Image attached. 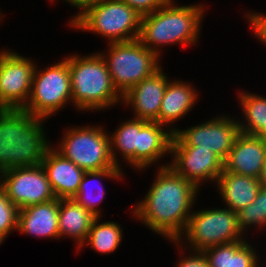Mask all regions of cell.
<instances>
[{"mask_svg": "<svg viewBox=\"0 0 266 267\" xmlns=\"http://www.w3.org/2000/svg\"><path fill=\"white\" fill-rule=\"evenodd\" d=\"M159 167L156 180L132 211L152 232L176 241L187 226L199 189L168 163Z\"/></svg>", "mask_w": 266, "mask_h": 267, "instance_id": "1", "label": "cell"}, {"mask_svg": "<svg viewBox=\"0 0 266 267\" xmlns=\"http://www.w3.org/2000/svg\"><path fill=\"white\" fill-rule=\"evenodd\" d=\"M242 234L236 212L227 207L209 208L192 211L184 232L176 241L171 242L179 247L183 243L182 239L185 238L192 251H204L215 245L246 240L245 237L242 238Z\"/></svg>", "mask_w": 266, "mask_h": 267, "instance_id": "7", "label": "cell"}, {"mask_svg": "<svg viewBox=\"0 0 266 267\" xmlns=\"http://www.w3.org/2000/svg\"><path fill=\"white\" fill-rule=\"evenodd\" d=\"M239 96L246 121L245 124L239 121L240 132L266 137V97L243 91Z\"/></svg>", "mask_w": 266, "mask_h": 267, "instance_id": "24", "label": "cell"}, {"mask_svg": "<svg viewBox=\"0 0 266 267\" xmlns=\"http://www.w3.org/2000/svg\"><path fill=\"white\" fill-rule=\"evenodd\" d=\"M72 103L77 110L102 111L118 104L122 96L115 89L101 53L68 57Z\"/></svg>", "mask_w": 266, "mask_h": 267, "instance_id": "4", "label": "cell"}, {"mask_svg": "<svg viewBox=\"0 0 266 267\" xmlns=\"http://www.w3.org/2000/svg\"><path fill=\"white\" fill-rule=\"evenodd\" d=\"M33 74L31 92L22 108L39 118H49L72 101L68 57L58 63L37 70Z\"/></svg>", "mask_w": 266, "mask_h": 267, "instance_id": "9", "label": "cell"}, {"mask_svg": "<svg viewBox=\"0 0 266 267\" xmlns=\"http://www.w3.org/2000/svg\"><path fill=\"white\" fill-rule=\"evenodd\" d=\"M221 197L233 212L252 203L261 189L259 179L223 171L217 183Z\"/></svg>", "mask_w": 266, "mask_h": 267, "instance_id": "20", "label": "cell"}, {"mask_svg": "<svg viewBox=\"0 0 266 267\" xmlns=\"http://www.w3.org/2000/svg\"><path fill=\"white\" fill-rule=\"evenodd\" d=\"M190 84L181 80L168 81L158 114L160 125L170 127V124L180 120L195 106L198 92Z\"/></svg>", "mask_w": 266, "mask_h": 267, "instance_id": "19", "label": "cell"}, {"mask_svg": "<svg viewBox=\"0 0 266 267\" xmlns=\"http://www.w3.org/2000/svg\"><path fill=\"white\" fill-rule=\"evenodd\" d=\"M174 134L171 146H195L211 150L224 161L233 147L239 130V120L218 116L197 126L180 130L171 127Z\"/></svg>", "mask_w": 266, "mask_h": 267, "instance_id": "10", "label": "cell"}, {"mask_svg": "<svg viewBox=\"0 0 266 267\" xmlns=\"http://www.w3.org/2000/svg\"><path fill=\"white\" fill-rule=\"evenodd\" d=\"M141 15L121 0H101L80 14L70 26L94 32L109 43L136 40L140 34Z\"/></svg>", "mask_w": 266, "mask_h": 267, "instance_id": "5", "label": "cell"}, {"mask_svg": "<svg viewBox=\"0 0 266 267\" xmlns=\"http://www.w3.org/2000/svg\"><path fill=\"white\" fill-rule=\"evenodd\" d=\"M7 109L1 102H0V112Z\"/></svg>", "mask_w": 266, "mask_h": 267, "instance_id": "34", "label": "cell"}, {"mask_svg": "<svg viewBox=\"0 0 266 267\" xmlns=\"http://www.w3.org/2000/svg\"><path fill=\"white\" fill-rule=\"evenodd\" d=\"M140 132V119L133 118L124 121L110 137V153L113 162L120 167L117 150L121 157L135 168V148H138V133ZM116 150V151H115ZM116 152V153H115Z\"/></svg>", "mask_w": 266, "mask_h": 267, "instance_id": "25", "label": "cell"}, {"mask_svg": "<svg viewBox=\"0 0 266 267\" xmlns=\"http://www.w3.org/2000/svg\"><path fill=\"white\" fill-rule=\"evenodd\" d=\"M238 225L243 233L249 226L266 227V187L261 189L255 200L237 212Z\"/></svg>", "mask_w": 266, "mask_h": 267, "instance_id": "27", "label": "cell"}, {"mask_svg": "<svg viewBox=\"0 0 266 267\" xmlns=\"http://www.w3.org/2000/svg\"><path fill=\"white\" fill-rule=\"evenodd\" d=\"M35 65L16 52H0V102L6 108L22 109L26 105Z\"/></svg>", "mask_w": 266, "mask_h": 267, "instance_id": "12", "label": "cell"}, {"mask_svg": "<svg viewBox=\"0 0 266 267\" xmlns=\"http://www.w3.org/2000/svg\"><path fill=\"white\" fill-rule=\"evenodd\" d=\"M98 220H100V217L94 219L89 234L80 249L88 243L96 252L101 254L113 253L122 242V228L116 222L99 223Z\"/></svg>", "mask_w": 266, "mask_h": 267, "instance_id": "26", "label": "cell"}, {"mask_svg": "<svg viewBox=\"0 0 266 267\" xmlns=\"http://www.w3.org/2000/svg\"><path fill=\"white\" fill-rule=\"evenodd\" d=\"M157 122L140 119L138 148H135V168L146 169L171 152L173 132ZM164 129V130H163ZM164 155V156H163Z\"/></svg>", "mask_w": 266, "mask_h": 267, "instance_id": "17", "label": "cell"}, {"mask_svg": "<svg viewBox=\"0 0 266 267\" xmlns=\"http://www.w3.org/2000/svg\"><path fill=\"white\" fill-rule=\"evenodd\" d=\"M266 158V137L239 133L223 161V171L259 179Z\"/></svg>", "mask_w": 266, "mask_h": 267, "instance_id": "15", "label": "cell"}, {"mask_svg": "<svg viewBox=\"0 0 266 267\" xmlns=\"http://www.w3.org/2000/svg\"><path fill=\"white\" fill-rule=\"evenodd\" d=\"M123 171L121 169H103L98 171H87L83 175L82 181L80 183L78 192L76 195L72 198L77 203L82 205L86 210L91 212L95 217L101 216V211L98 209V205L103 201V198L105 197V191L104 187L100 186L97 187L95 184V189L92 186V182L99 179L101 181V178H113L120 179L123 175ZM92 177V178H91ZM96 182V181H95ZM91 183V184H90ZM93 188H92V187ZM91 189V190H90ZM95 191V192H94Z\"/></svg>", "mask_w": 266, "mask_h": 267, "instance_id": "23", "label": "cell"}, {"mask_svg": "<svg viewBox=\"0 0 266 267\" xmlns=\"http://www.w3.org/2000/svg\"><path fill=\"white\" fill-rule=\"evenodd\" d=\"M136 10L141 16L159 9L167 0H121Z\"/></svg>", "mask_w": 266, "mask_h": 267, "instance_id": "29", "label": "cell"}, {"mask_svg": "<svg viewBox=\"0 0 266 267\" xmlns=\"http://www.w3.org/2000/svg\"><path fill=\"white\" fill-rule=\"evenodd\" d=\"M168 81L161 67L153 75L134 85L122 96L121 102L132 107L134 118L158 123V114Z\"/></svg>", "mask_w": 266, "mask_h": 267, "instance_id": "14", "label": "cell"}, {"mask_svg": "<svg viewBox=\"0 0 266 267\" xmlns=\"http://www.w3.org/2000/svg\"><path fill=\"white\" fill-rule=\"evenodd\" d=\"M246 17L255 36L263 44H266V15L264 16L263 13L258 12H250Z\"/></svg>", "mask_w": 266, "mask_h": 267, "instance_id": "30", "label": "cell"}, {"mask_svg": "<svg viewBox=\"0 0 266 267\" xmlns=\"http://www.w3.org/2000/svg\"><path fill=\"white\" fill-rule=\"evenodd\" d=\"M95 218L74 199H59V236L72 237L78 250L84 244Z\"/></svg>", "mask_w": 266, "mask_h": 267, "instance_id": "21", "label": "cell"}, {"mask_svg": "<svg viewBox=\"0 0 266 267\" xmlns=\"http://www.w3.org/2000/svg\"><path fill=\"white\" fill-rule=\"evenodd\" d=\"M0 175V187L19 209L56 199L42 165L7 169Z\"/></svg>", "mask_w": 266, "mask_h": 267, "instance_id": "11", "label": "cell"}, {"mask_svg": "<svg viewBox=\"0 0 266 267\" xmlns=\"http://www.w3.org/2000/svg\"><path fill=\"white\" fill-rule=\"evenodd\" d=\"M259 181L261 183V186L266 187V158L264 162V167L262 168V172L259 177Z\"/></svg>", "mask_w": 266, "mask_h": 267, "instance_id": "33", "label": "cell"}, {"mask_svg": "<svg viewBox=\"0 0 266 267\" xmlns=\"http://www.w3.org/2000/svg\"><path fill=\"white\" fill-rule=\"evenodd\" d=\"M45 119L24 109L7 108L0 112V173L41 165L51 147L44 137Z\"/></svg>", "mask_w": 266, "mask_h": 267, "instance_id": "2", "label": "cell"}, {"mask_svg": "<svg viewBox=\"0 0 266 267\" xmlns=\"http://www.w3.org/2000/svg\"><path fill=\"white\" fill-rule=\"evenodd\" d=\"M193 255L181 258L177 267H209L208 261L202 251H193Z\"/></svg>", "mask_w": 266, "mask_h": 267, "instance_id": "31", "label": "cell"}, {"mask_svg": "<svg viewBox=\"0 0 266 267\" xmlns=\"http://www.w3.org/2000/svg\"><path fill=\"white\" fill-rule=\"evenodd\" d=\"M52 191L58 199H72L78 192L85 171L63 157L55 148H49L41 163Z\"/></svg>", "mask_w": 266, "mask_h": 267, "instance_id": "16", "label": "cell"}, {"mask_svg": "<svg viewBox=\"0 0 266 267\" xmlns=\"http://www.w3.org/2000/svg\"><path fill=\"white\" fill-rule=\"evenodd\" d=\"M169 166L198 189L206 180L217 182L223 161L211 150L195 146H171Z\"/></svg>", "mask_w": 266, "mask_h": 267, "instance_id": "13", "label": "cell"}, {"mask_svg": "<svg viewBox=\"0 0 266 267\" xmlns=\"http://www.w3.org/2000/svg\"><path fill=\"white\" fill-rule=\"evenodd\" d=\"M65 1H68L69 4L81 9V11H79V14L75 15L73 17V19L71 18V21L69 23V24H71L86 9H88L89 7L99 3L101 0H65Z\"/></svg>", "mask_w": 266, "mask_h": 267, "instance_id": "32", "label": "cell"}, {"mask_svg": "<svg viewBox=\"0 0 266 267\" xmlns=\"http://www.w3.org/2000/svg\"><path fill=\"white\" fill-rule=\"evenodd\" d=\"M59 199L19 209L17 230L37 237L60 238L58 228Z\"/></svg>", "mask_w": 266, "mask_h": 267, "instance_id": "18", "label": "cell"}, {"mask_svg": "<svg viewBox=\"0 0 266 267\" xmlns=\"http://www.w3.org/2000/svg\"><path fill=\"white\" fill-rule=\"evenodd\" d=\"M204 9L202 5L177 6L167 0L156 11L141 17L138 40L159 56L158 47L164 45H193L198 42Z\"/></svg>", "mask_w": 266, "mask_h": 267, "instance_id": "3", "label": "cell"}, {"mask_svg": "<svg viewBox=\"0 0 266 267\" xmlns=\"http://www.w3.org/2000/svg\"><path fill=\"white\" fill-rule=\"evenodd\" d=\"M202 252L209 267H260L256 251L246 240L215 245Z\"/></svg>", "mask_w": 266, "mask_h": 267, "instance_id": "22", "label": "cell"}, {"mask_svg": "<svg viewBox=\"0 0 266 267\" xmlns=\"http://www.w3.org/2000/svg\"><path fill=\"white\" fill-rule=\"evenodd\" d=\"M101 55L107 63L112 83L121 96L162 67L159 64L161 56L138 39L110 43L107 54Z\"/></svg>", "mask_w": 266, "mask_h": 267, "instance_id": "6", "label": "cell"}, {"mask_svg": "<svg viewBox=\"0 0 266 267\" xmlns=\"http://www.w3.org/2000/svg\"><path fill=\"white\" fill-rule=\"evenodd\" d=\"M65 133L55 150L85 172L122 169L112 160L110 137L103 127H71Z\"/></svg>", "mask_w": 266, "mask_h": 267, "instance_id": "8", "label": "cell"}, {"mask_svg": "<svg viewBox=\"0 0 266 267\" xmlns=\"http://www.w3.org/2000/svg\"><path fill=\"white\" fill-rule=\"evenodd\" d=\"M19 208L15 206L0 187V245L18 227Z\"/></svg>", "mask_w": 266, "mask_h": 267, "instance_id": "28", "label": "cell"}]
</instances>
